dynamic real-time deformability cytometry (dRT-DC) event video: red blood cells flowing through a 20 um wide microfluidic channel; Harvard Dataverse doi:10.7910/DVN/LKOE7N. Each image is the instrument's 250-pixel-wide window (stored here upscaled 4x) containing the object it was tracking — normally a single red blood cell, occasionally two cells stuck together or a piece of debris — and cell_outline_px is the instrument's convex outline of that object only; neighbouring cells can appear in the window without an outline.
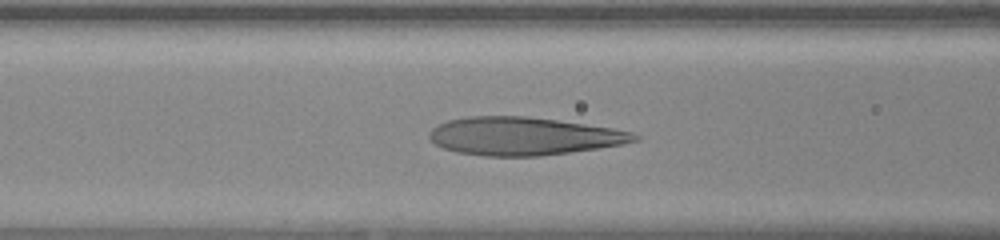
{"species": "human", "species_latin": "Homo sapiens", "temperature_condition": "warm", "stored_images_in_passage": 33, "camera_frame_rate_fps": 3000, "um_per_image_px": 0.085, "donor": {"sex": "female"}, "frame": {"image": 1, "passage_image": 8, "time_ms": 2.333, "image_size_px": [1000, 240], "cell_outline_px": [[640, 140], [624, 144], [540, 156], [484, 156], [456, 152], [444, 148], [436, 144], [428, 136], [428, 132], [436, 124], [448, 120], [468, 116], [528, 116], [612, 128], [632, 132], [640, 136]], "centroid_in_image_um": [44.47, 11.57], "position_along_channel_um": 122.1, "area_um2": 45.37}}
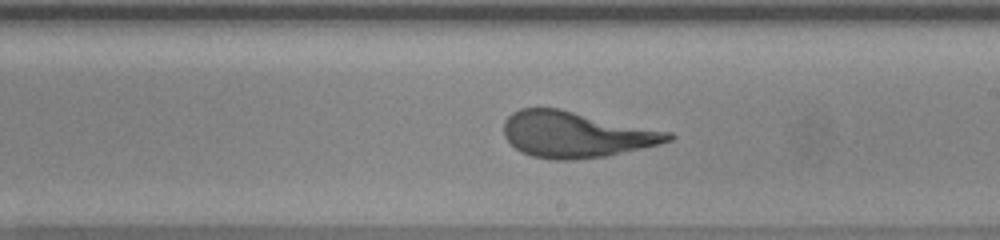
{"frame": {"image": 2, "passage_image": 17, "time_ms": 5.333, "image_size_px": [1000, 240], "cell_outline_px": [[676, 136], [672, 140], [660, 144], [608, 156], [576, 160], [556, 160], [532, 156], [520, 152], [504, 136], [504, 120], [512, 112], [520, 108], [560, 108], [672, 132]], "centroid_in_image_um": [48.98, 11.43], "position_along_channel_um": 240.0, "area_um2": 44.45}}
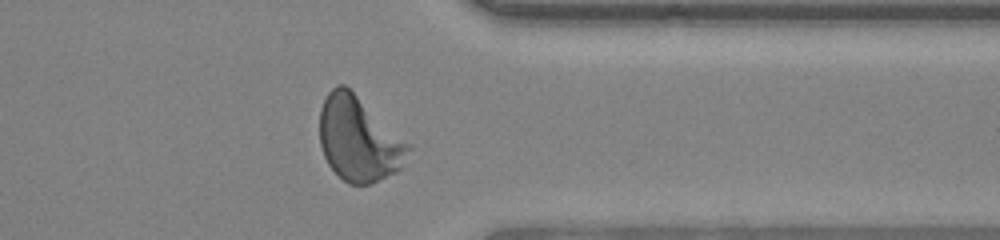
{"frame": {"image": 3, "passage_image": 28, "time_ms": 9.0, "image_size_px": [1000, 240], "cell_outline_px": [[412, 148], [400, 168], [396, 172], [372, 184], [348, 184], [328, 164], [324, 156], [320, 144], [320, 108], [328, 92], [336, 84], [344, 84], [412, 144]], "centroid_in_image_um": [30.51, 11.82], "position_along_channel_um": 380.9, "area_um2": 43.75}}